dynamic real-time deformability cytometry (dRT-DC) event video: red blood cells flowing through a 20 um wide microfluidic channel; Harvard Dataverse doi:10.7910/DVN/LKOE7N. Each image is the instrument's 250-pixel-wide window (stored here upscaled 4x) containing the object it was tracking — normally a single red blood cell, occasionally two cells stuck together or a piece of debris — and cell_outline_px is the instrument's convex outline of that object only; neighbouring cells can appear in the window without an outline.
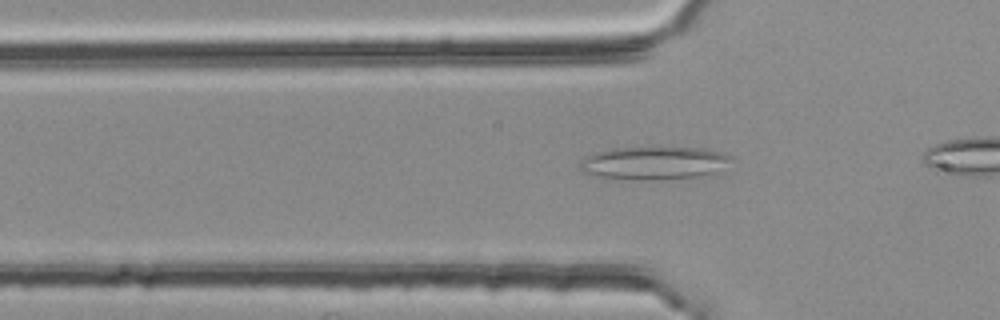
{"species": "common noctule bat (a hibernating species)", "species_latin": "Nyctalus noctula", "temperature_condition": "room temperature", "stored_images_in_passage": 17, "camera_frame_rate_fps": 3000, "um_per_image_px": 0.085, "animal": {"sex": "female", "body_mass_g": 25.1}, "frame": {"image": 1, "passage_image": 8, "time_ms": 2.333, "image_size_px": [1000, 320], "cell_outline_px": [[732, 156], [712, 172], [696, 176], [648, 180], [600, 180], [584, 172], [580, 168], [580, 160], [584, 156], [596, 152], [612, 148], [704, 148], [720, 152]], "centroid_in_image_um": [55.36, 13.88], "position_along_channel_um": 70.4, "area_um2": 28.9}}
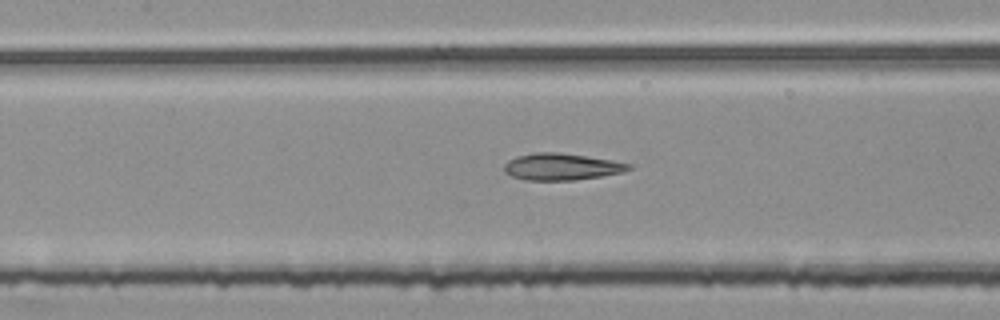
{"frame": {"image": 2, "passage_image": 15, "time_ms": 4.667, "image_size_px": [1000, 320], "cell_outline_px": [[632, 168], [624, 172], [576, 180], [524, 180], [512, 176], [504, 172], [504, 164], [508, 160], [516, 156], [536, 152], [560, 152], [612, 160], [632, 164]], "centroid_in_image_um": [47.72, 14.17], "position_along_channel_um": 159.7, "area_um2": 19.54}}